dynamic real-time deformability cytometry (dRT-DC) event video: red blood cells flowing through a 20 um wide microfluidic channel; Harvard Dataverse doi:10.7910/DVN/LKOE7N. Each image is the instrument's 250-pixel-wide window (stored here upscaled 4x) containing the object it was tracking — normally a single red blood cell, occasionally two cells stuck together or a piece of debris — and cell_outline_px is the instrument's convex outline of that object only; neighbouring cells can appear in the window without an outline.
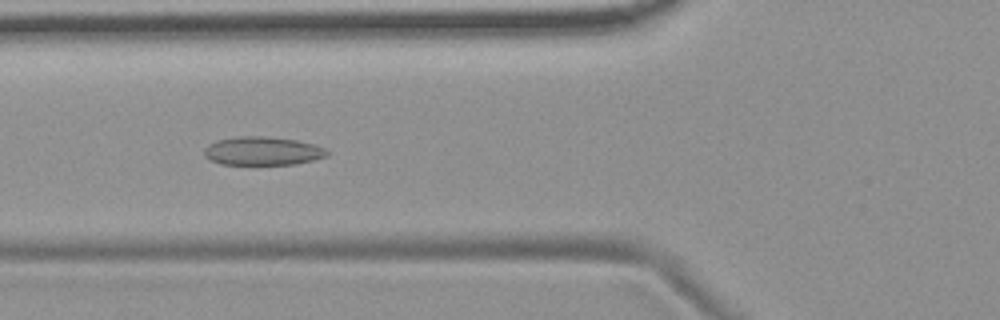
{"species": "common noctule bat (a hibernating species)", "species_latin": "Nyctalus noctula", "temperature_condition": "room temperature", "stored_images_in_passage": 54, "camera_frame_rate_fps": 3000, "um_per_image_px": 0.085, "animal": {"sex": "female", "body_mass_g": 19.9}, "frame": {"image": 1, "passage_image": 20, "time_ms": 6.333, "image_size_px": [1000, 320], "cell_outline_px": [[328, 156], [296, 164], [220, 164], [204, 156], [204, 148], [208, 144], [216, 140], [236, 136], [264, 136], [296, 140], [312, 144], [324, 148], [328, 152]], "centroid_in_image_um": [22.28, 12.83], "position_along_channel_um": 103.5, "area_um2": 20.35}}
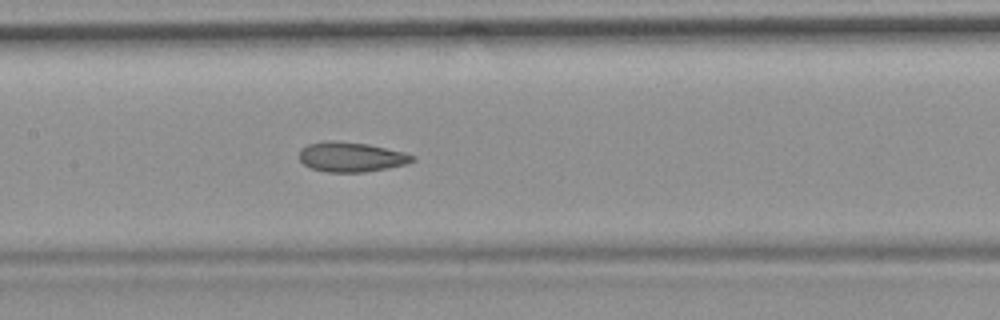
{"frame": {"image": 2, "passage_image": 26, "time_ms": 8.333, "image_size_px": [1000, 320], "cell_outline_px": [[416, 160], [404, 164], [364, 172], [324, 172], [312, 168], [304, 164], [300, 160], [300, 148], [308, 144], [328, 140], [332, 140], [368, 144], [404, 152], [416, 156]], "centroid_in_image_um": [29.83, 13.33], "position_along_channel_um": 177.6, "area_um2": 19.54}}
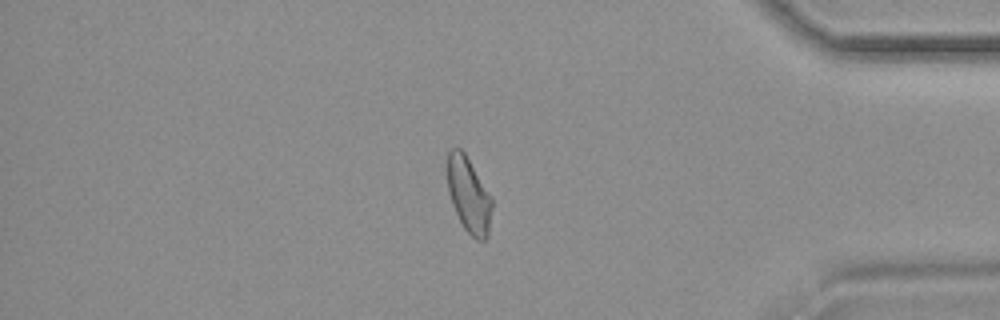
{"frame": {"image": 3, "passage_image": 46, "time_ms": 15.0, "image_size_px": [1000, 320], "cell_outline_px": [[492, 208], [488, 236], [484, 240], [476, 240], [464, 228], [452, 204], [448, 192], [444, 168], [448, 152], [452, 148], [460, 148], [464, 152], [492, 196]], "centroid_in_image_um": [39.81, 16.52], "position_along_channel_um": 395.4, "area_um2": 20.06}, "authors_computed_cell_mechanics": {"area_um2": 20.4901, "velocity_mm_per_s": 3.7058, "shape_relaxation_time_tau1_ms": null, "shape_relaxation_time_tau2_ms": 2.9734, "deformation_change_tau1": null, "deformation_change_tau2": 0.0953}}